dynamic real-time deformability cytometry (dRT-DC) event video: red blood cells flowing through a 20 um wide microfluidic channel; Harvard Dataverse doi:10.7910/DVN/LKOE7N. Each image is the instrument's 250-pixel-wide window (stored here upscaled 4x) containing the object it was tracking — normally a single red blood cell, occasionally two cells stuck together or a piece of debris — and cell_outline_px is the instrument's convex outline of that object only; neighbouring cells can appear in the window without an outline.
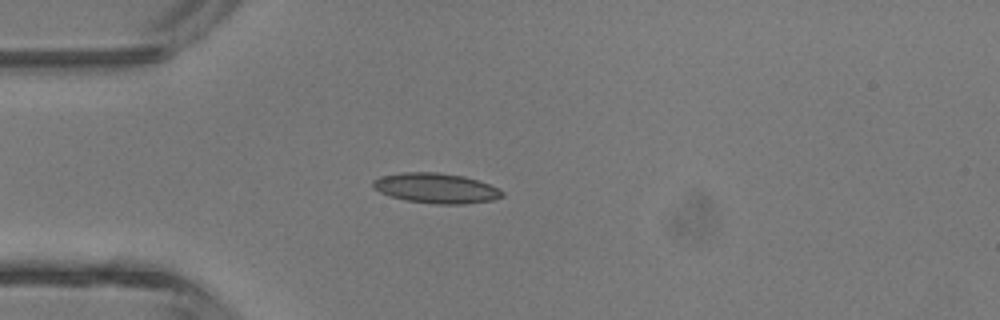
{"species": "common noctule bat (a hibernating species)", "species_latin": "Nyctalus noctula", "temperature_condition": "room temperature", "stored_images_in_passage": 3, "camera_frame_rate_fps": 3000, "um_per_image_px": 0.085, "animal": {"sex": "male", "body_mass_g": 13.3}, "frame": {"image": 1, "passage_image": 3, "time_ms": 2.333, "image_size_px": [1000, 320], "cell_outline_px": [[504, 196], [492, 200], [464, 204], [436, 204], [408, 200], [392, 196], [380, 192], [372, 188], [372, 180], [380, 176], [400, 172], [436, 172], [464, 176], [500, 188], [504, 192]], "centroid_in_image_um": [37.06, 15.98], "position_along_channel_um": 47.9, "area_um2": 22.66}}